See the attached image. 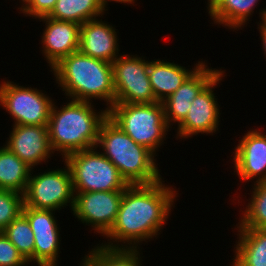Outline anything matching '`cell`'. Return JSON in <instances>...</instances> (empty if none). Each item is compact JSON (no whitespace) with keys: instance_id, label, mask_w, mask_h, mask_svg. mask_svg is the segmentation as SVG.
Here are the masks:
<instances>
[{"instance_id":"obj_8","label":"cell","mask_w":266,"mask_h":266,"mask_svg":"<svg viewBox=\"0 0 266 266\" xmlns=\"http://www.w3.org/2000/svg\"><path fill=\"white\" fill-rule=\"evenodd\" d=\"M1 82L0 106L12 116L13 125H48L54 99L45 94L46 91L19 86V83L6 81V78Z\"/></svg>"},{"instance_id":"obj_20","label":"cell","mask_w":266,"mask_h":266,"mask_svg":"<svg viewBox=\"0 0 266 266\" xmlns=\"http://www.w3.org/2000/svg\"><path fill=\"white\" fill-rule=\"evenodd\" d=\"M237 239L230 266H266V229L234 228Z\"/></svg>"},{"instance_id":"obj_27","label":"cell","mask_w":266,"mask_h":266,"mask_svg":"<svg viewBox=\"0 0 266 266\" xmlns=\"http://www.w3.org/2000/svg\"><path fill=\"white\" fill-rule=\"evenodd\" d=\"M18 249L0 231V266H28Z\"/></svg>"},{"instance_id":"obj_6","label":"cell","mask_w":266,"mask_h":266,"mask_svg":"<svg viewBox=\"0 0 266 266\" xmlns=\"http://www.w3.org/2000/svg\"><path fill=\"white\" fill-rule=\"evenodd\" d=\"M74 193L95 191H124L129 184L116 166L96 147L67 155Z\"/></svg>"},{"instance_id":"obj_29","label":"cell","mask_w":266,"mask_h":266,"mask_svg":"<svg viewBox=\"0 0 266 266\" xmlns=\"http://www.w3.org/2000/svg\"><path fill=\"white\" fill-rule=\"evenodd\" d=\"M257 26H258V31H259V34H260V40H261V46H262V52H263V56H265L266 58V29L260 24V23H257ZM266 61V59H265Z\"/></svg>"},{"instance_id":"obj_2","label":"cell","mask_w":266,"mask_h":266,"mask_svg":"<svg viewBox=\"0 0 266 266\" xmlns=\"http://www.w3.org/2000/svg\"><path fill=\"white\" fill-rule=\"evenodd\" d=\"M50 72L67 99L84 102L103 100L107 111L115 103L111 63L78 50L63 58Z\"/></svg>"},{"instance_id":"obj_30","label":"cell","mask_w":266,"mask_h":266,"mask_svg":"<svg viewBox=\"0 0 266 266\" xmlns=\"http://www.w3.org/2000/svg\"><path fill=\"white\" fill-rule=\"evenodd\" d=\"M99 3H100V5L106 10V11H108L109 9H107L108 7V3H110V2H116V3H121V4H128V5H131V4H133L134 5V3L137 1V0H97Z\"/></svg>"},{"instance_id":"obj_5","label":"cell","mask_w":266,"mask_h":266,"mask_svg":"<svg viewBox=\"0 0 266 266\" xmlns=\"http://www.w3.org/2000/svg\"><path fill=\"white\" fill-rule=\"evenodd\" d=\"M108 117L137 144L145 146L156 156L171 131L162 102L114 103L108 110Z\"/></svg>"},{"instance_id":"obj_4","label":"cell","mask_w":266,"mask_h":266,"mask_svg":"<svg viewBox=\"0 0 266 266\" xmlns=\"http://www.w3.org/2000/svg\"><path fill=\"white\" fill-rule=\"evenodd\" d=\"M95 147L102 150L101 153L116 166L129 185L164 180L158 169L156 155L137 144L109 117L101 123Z\"/></svg>"},{"instance_id":"obj_11","label":"cell","mask_w":266,"mask_h":266,"mask_svg":"<svg viewBox=\"0 0 266 266\" xmlns=\"http://www.w3.org/2000/svg\"><path fill=\"white\" fill-rule=\"evenodd\" d=\"M122 196L123 191L74 193L71 213L85 226H90L94 233L104 237L116 220Z\"/></svg>"},{"instance_id":"obj_12","label":"cell","mask_w":266,"mask_h":266,"mask_svg":"<svg viewBox=\"0 0 266 266\" xmlns=\"http://www.w3.org/2000/svg\"><path fill=\"white\" fill-rule=\"evenodd\" d=\"M22 214L34 233V264L58 266L61 234L54 210L34 209L23 205ZM60 229V230H59Z\"/></svg>"},{"instance_id":"obj_24","label":"cell","mask_w":266,"mask_h":266,"mask_svg":"<svg viewBox=\"0 0 266 266\" xmlns=\"http://www.w3.org/2000/svg\"><path fill=\"white\" fill-rule=\"evenodd\" d=\"M251 185V198L246 199L245 210L240 209L242 216L234 228L266 229V182Z\"/></svg>"},{"instance_id":"obj_17","label":"cell","mask_w":266,"mask_h":266,"mask_svg":"<svg viewBox=\"0 0 266 266\" xmlns=\"http://www.w3.org/2000/svg\"><path fill=\"white\" fill-rule=\"evenodd\" d=\"M115 26L100 18L81 25L79 51L95 59L112 63L119 54L120 45Z\"/></svg>"},{"instance_id":"obj_23","label":"cell","mask_w":266,"mask_h":266,"mask_svg":"<svg viewBox=\"0 0 266 266\" xmlns=\"http://www.w3.org/2000/svg\"><path fill=\"white\" fill-rule=\"evenodd\" d=\"M106 10L97 0H57L55 8L48 17L59 21L83 23L103 18Z\"/></svg>"},{"instance_id":"obj_32","label":"cell","mask_w":266,"mask_h":266,"mask_svg":"<svg viewBox=\"0 0 266 266\" xmlns=\"http://www.w3.org/2000/svg\"><path fill=\"white\" fill-rule=\"evenodd\" d=\"M20 2L19 3H22L20 4L21 6H23V4L27 1V0H19Z\"/></svg>"},{"instance_id":"obj_18","label":"cell","mask_w":266,"mask_h":266,"mask_svg":"<svg viewBox=\"0 0 266 266\" xmlns=\"http://www.w3.org/2000/svg\"><path fill=\"white\" fill-rule=\"evenodd\" d=\"M197 62L192 69H189L181 66V64L174 63V61L151 60L148 74L155 99L162 102L173 94L204 61Z\"/></svg>"},{"instance_id":"obj_10","label":"cell","mask_w":266,"mask_h":266,"mask_svg":"<svg viewBox=\"0 0 266 266\" xmlns=\"http://www.w3.org/2000/svg\"><path fill=\"white\" fill-rule=\"evenodd\" d=\"M225 71L221 70L194 98L185 119L177 126V140L193 138L200 133L213 136L219 132L221 105L214 89L223 81Z\"/></svg>"},{"instance_id":"obj_14","label":"cell","mask_w":266,"mask_h":266,"mask_svg":"<svg viewBox=\"0 0 266 266\" xmlns=\"http://www.w3.org/2000/svg\"><path fill=\"white\" fill-rule=\"evenodd\" d=\"M11 127L12 131L4 144L7 148L32 169L43 162L45 164L49 162L54 152L50 145L47 126L12 125Z\"/></svg>"},{"instance_id":"obj_21","label":"cell","mask_w":266,"mask_h":266,"mask_svg":"<svg viewBox=\"0 0 266 266\" xmlns=\"http://www.w3.org/2000/svg\"><path fill=\"white\" fill-rule=\"evenodd\" d=\"M35 172L4 144L0 147V189L24 194L30 174Z\"/></svg>"},{"instance_id":"obj_22","label":"cell","mask_w":266,"mask_h":266,"mask_svg":"<svg viewBox=\"0 0 266 266\" xmlns=\"http://www.w3.org/2000/svg\"><path fill=\"white\" fill-rule=\"evenodd\" d=\"M139 248H114L102 244L87 251L81 266H142V254Z\"/></svg>"},{"instance_id":"obj_1","label":"cell","mask_w":266,"mask_h":266,"mask_svg":"<svg viewBox=\"0 0 266 266\" xmlns=\"http://www.w3.org/2000/svg\"><path fill=\"white\" fill-rule=\"evenodd\" d=\"M172 186L163 180L152 184L129 185L123 191L116 220L103 237L108 242L101 244L114 248L140 249L144 241L146 244L147 240L157 239L179 197L176 186Z\"/></svg>"},{"instance_id":"obj_13","label":"cell","mask_w":266,"mask_h":266,"mask_svg":"<svg viewBox=\"0 0 266 266\" xmlns=\"http://www.w3.org/2000/svg\"><path fill=\"white\" fill-rule=\"evenodd\" d=\"M261 130L250 128L234 147L231 161L234 163V175H238L240 183L266 182V133Z\"/></svg>"},{"instance_id":"obj_28","label":"cell","mask_w":266,"mask_h":266,"mask_svg":"<svg viewBox=\"0 0 266 266\" xmlns=\"http://www.w3.org/2000/svg\"><path fill=\"white\" fill-rule=\"evenodd\" d=\"M57 0H27L23 6H19V13H23L26 17H32V19H39L49 16L52 10L55 8Z\"/></svg>"},{"instance_id":"obj_15","label":"cell","mask_w":266,"mask_h":266,"mask_svg":"<svg viewBox=\"0 0 266 266\" xmlns=\"http://www.w3.org/2000/svg\"><path fill=\"white\" fill-rule=\"evenodd\" d=\"M45 23L41 36L42 55L52 69L63 58L79 49L81 25L72 21L54 20L48 16L37 19Z\"/></svg>"},{"instance_id":"obj_31","label":"cell","mask_w":266,"mask_h":266,"mask_svg":"<svg viewBox=\"0 0 266 266\" xmlns=\"http://www.w3.org/2000/svg\"><path fill=\"white\" fill-rule=\"evenodd\" d=\"M259 17L261 21L259 20L256 24L260 23L266 29V7L259 9Z\"/></svg>"},{"instance_id":"obj_7","label":"cell","mask_w":266,"mask_h":266,"mask_svg":"<svg viewBox=\"0 0 266 266\" xmlns=\"http://www.w3.org/2000/svg\"><path fill=\"white\" fill-rule=\"evenodd\" d=\"M64 165L63 168H49L35 175L30 174L23 194L24 206L56 212L69 206L72 212L74 205L72 176L65 161Z\"/></svg>"},{"instance_id":"obj_26","label":"cell","mask_w":266,"mask_h":266,"mask_svg":"<svg viewBox=\"0 0 266 266\" xmlns=\"http://www.w3.org/2000/svg\"><path fill=\"white\" fill-rule=\"evenodd\" d=\"M23 205V194L0 189V231L22 213Z\"/></svg>"},{"instance_id":"obj_19","label":"cell","mask_w":266,"mask_h":266,"mask_svg":"<svg viewBox=\"0 0 266 266\" xmlns=\"http://www.w3.org/2000/svg\"><path fill=\"white\" fill-rule=\"evenodd\" d=\"M259 3L260 0H207L206 7L212 24L238 31L252 21L250 16Z\"/></svg>"},{"instance_id":"obj_16","label":"cell","mask_w":266,"mask_h":266,"mask_svg":"<svg viewBox=\"0 0 266 266\" xmlns=\"http://www.w3.org/2000/svg\"><path fill=\"white\" fill-rule=\"evenodd\" d=\"M204 62L164 101L165 120L170 129L179 125L186 117L191 103L198 93L222 70L207 66Z\"/></svg>"},{"instance_id":"obj_3","label":"cell","mask_w":266,"mask_h":266,"mask_svg":"<svg viewBox=\"0 0 266 266\" xmlns=\"http://www.w3.org/2000/svg\"><path fill=\"white\" fill-rule=\"evenodd\" d=\"M55 103L47 125L53 152L57 151L64 159L70 153L95 147L101 123L108 117V111L95 110L92 102L73 99H68L60 108Z\"/></svg>"},{"instance_id":"obj_25","label":"cell","mask_w":266,"mask_h":266,"mask_svg":"<svg viewBox=\"0 0 266 266\" xmlns=\"http://www.w3.org/2000/svg\"><path fill=\"white\" fill-rule=\"evenodd\" d=\"M18 249L23 258L33 265L34 263V233L27 218L21 213L1 231ZM33 262V263H32Z\"/></svg>"},{"instance_id":"obj_9","label":"cell","mask_w":266,"mask_h":266,"mask_svg":"<svg viewBox=\"0 0 266 266\" xmlns=\"http://www.w3.org/2000/svg\"><path fill=\"white\" fill-rule=\"evenodd\" d=\"M139 55L121 54L112 63L115 103H156L148 67L150 60Z\"/></svg>"}]
</instances>
